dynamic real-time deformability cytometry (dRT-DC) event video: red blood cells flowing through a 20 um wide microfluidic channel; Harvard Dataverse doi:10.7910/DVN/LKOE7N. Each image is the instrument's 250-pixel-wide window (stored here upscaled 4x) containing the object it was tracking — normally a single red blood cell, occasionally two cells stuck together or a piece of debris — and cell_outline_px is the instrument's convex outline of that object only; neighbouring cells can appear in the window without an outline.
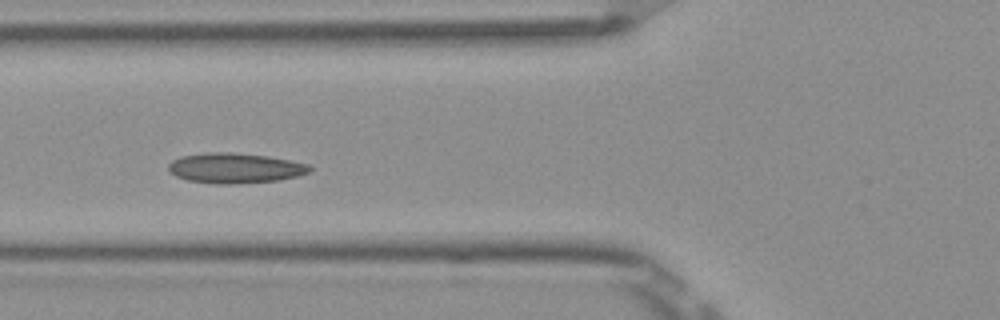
{"species": "Egyptian fruit bat (a non-hibernating species)", "species_latin": "Rousettus aegyptiacus", "temperature_condition": "room temperature", "stored_images_in_passage": 9, "camera_frame_rate_fps": 3000, "um_per_image_px": 0.085, "frame": {"image": 1, "passage_image": 6, "time_ms": 1.667, "image_size_px": [1000, 320], "cell_outline_px": [[312, 168], [308, 172], [296, 176], [280, 180], [232, 184], [216, 184], [188, 180], [176, 176], [168, 168], [168, 164], [172, 160], [180, 156], [208, 152], [232, 152], [268, 156], [308, 164]], "centroid_in_image_um": [19.95, 14.28], "position_along_channel_um": 105.8, "area_um2": 24.74}}
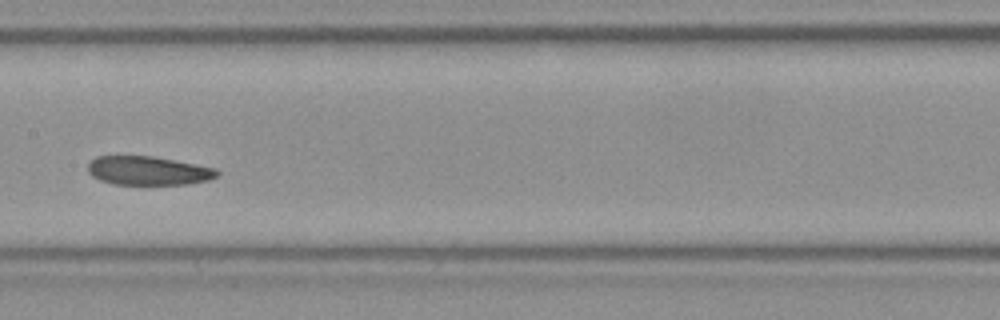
{"frame": {"image": 2, "passage_image": 8, "time_ms": 2.333, "image_size_px": [1000, 320], "cell_outline_px": [[220, 172], [216, 176], [208, 180], [188, 184], [112, 184], [100, 180], [92, 176], [88, 172], [88, 164], [96, 156], [152, 156], [216, 168]], "centroid_in_image_um": [12.58, 14.51], "position_along_channel_um": 194.8, "area_um2": 21.56}}
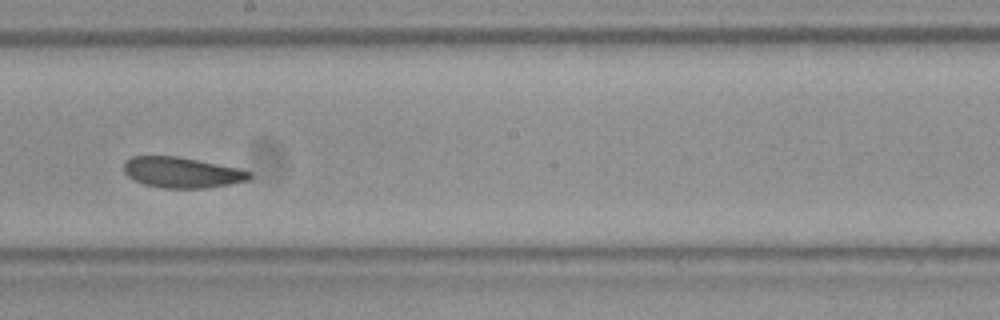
{"frame": {"image": 3, "passage_image": 9, "time_ms": 2.667, "image_size_px": [1000, 320], "cell_outline_px": [[252, 176], [248, 180], [228, 184], [204, 188], [164, 188], [144, 184], [132, 180], [124, 172], [124, 160], [132, 156], [176, 156], [240, 168], [252, 172]], "centroid_in_image_um": [15.44, 14.65], "position_along_channel_um": 232.8, "area_um2": 22.48}}